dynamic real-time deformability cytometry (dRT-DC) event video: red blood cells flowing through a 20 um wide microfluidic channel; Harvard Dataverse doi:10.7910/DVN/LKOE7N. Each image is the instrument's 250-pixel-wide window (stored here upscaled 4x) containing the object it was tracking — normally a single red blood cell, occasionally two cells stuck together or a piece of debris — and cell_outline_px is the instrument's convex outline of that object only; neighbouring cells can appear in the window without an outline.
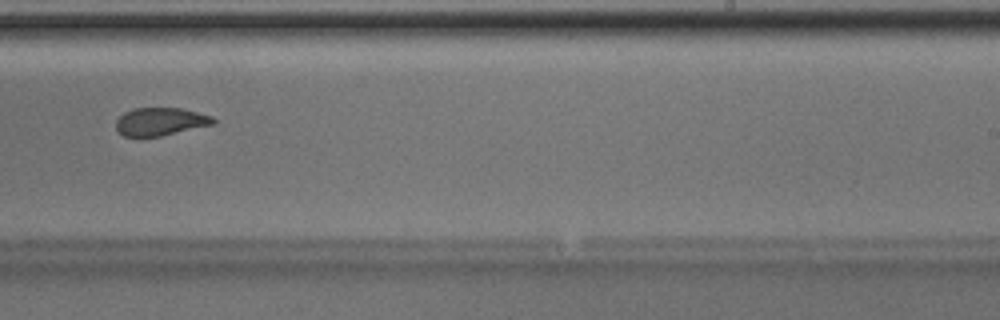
{"species": "Egyptian fruit bat (a non-hibernating species)", "species_latin": "Rousettus aegyptiacus", "temperature_condition": "room temperature", "stored_images_in_passage": 46, "camera_frame_rate_fps": 3000, "um_per_image_px": 0.085, "animal": {"sex": "male"}, "frame": {"image": 1, "passage_image": 27, "time_ms": 8.667, "image_size_px": [1000, 320], "cell_outline_px": [[216, 124], [160, 136], [124, 136], [116, 132], [116, 120], [124, 112], [136, 108], [180, 108], [212, 116], [216, 120]], "centroid_in_image_um": [13.63, 10.34], "position_along_channel_um": 275.4, "area_um2": 15.84}, "authors_computed_cell_mechanics": {"area_um2": 17.3978, "velocity_mm_per_s": 4.0082, "shape_relaxation_time_tau1_ms": 4.269, "shape_relaxation_time_tau2_ms": 1.0748, "deformation_change_tau1": 0.1377, "deformation_change_tau2": 0.0757}}